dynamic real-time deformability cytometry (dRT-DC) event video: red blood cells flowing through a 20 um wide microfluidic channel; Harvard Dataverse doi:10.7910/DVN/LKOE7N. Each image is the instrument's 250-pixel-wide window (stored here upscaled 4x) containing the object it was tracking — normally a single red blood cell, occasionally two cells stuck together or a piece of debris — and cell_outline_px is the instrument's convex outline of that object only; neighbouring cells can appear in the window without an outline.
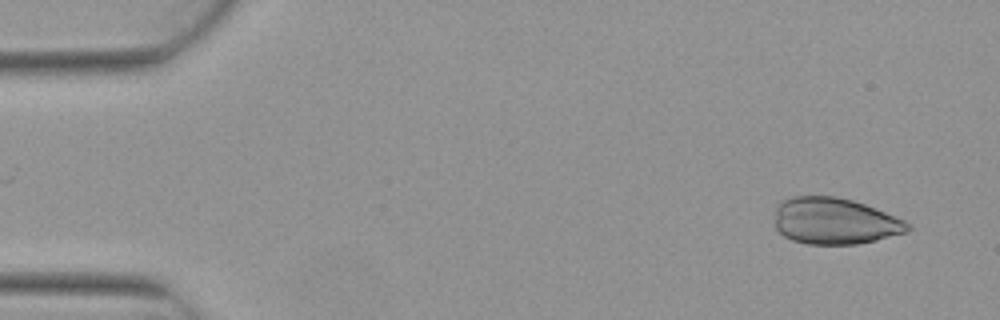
{"species": "Egyptian fruit bat (a non-hibernating species)", "species_latin": "Rousettus aegyptiacus", "temperature_condition": "warm", "stored_images_in_passage": 3, "camera_frame_rate_fps": 3000, "um_per_image_px": 0.085, "animal": {"sex": "female"}, "frame": {"image": 1, "passage_image": 1, "time_ms": 0.0, "image_size_px": [1000, 320], "cell_outline_px": [[912, 228], [908, 232], [876, 240], [856, 244], [808, 244], [792, 240], [784, 236], [776, 228], [776, 208], [780, 200], [792, 196], [836, 196], [852, 200], [864, 204], [904, 220], [912, 224]], "centroid_in_image_um": [70.96, 18.79], "position_along_channel_um": 14.0, "area_um2": 36.07}}